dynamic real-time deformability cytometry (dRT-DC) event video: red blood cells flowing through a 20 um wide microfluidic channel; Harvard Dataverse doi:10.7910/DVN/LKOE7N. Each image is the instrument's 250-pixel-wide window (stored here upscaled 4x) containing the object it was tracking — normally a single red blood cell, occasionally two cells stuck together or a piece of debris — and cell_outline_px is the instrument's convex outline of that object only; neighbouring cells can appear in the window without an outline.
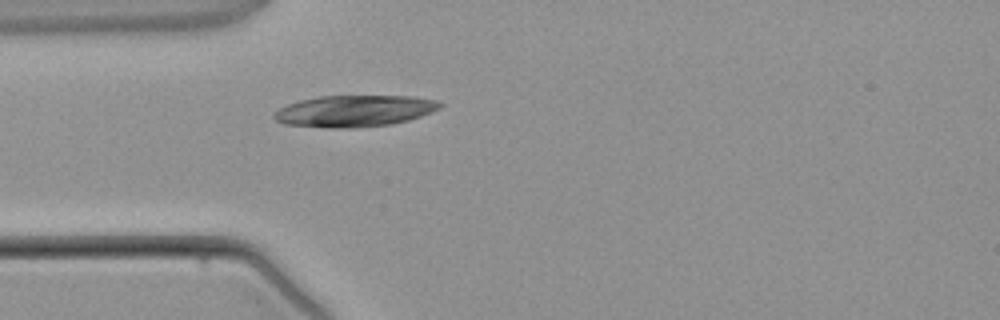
{"species": "common noctule bat (a hibernating species)", "species_latin": "Nyctalus noctula", "temperature_condition": "warm", "stored_images_in_passage": 1, "camera_frame_rate_fps": 3000, "um_per_image_px": 0.085, "animal": {"sex": "male", "body_mass_g": 21.5, "forearm_length_mm": 52.0}, "frame": {"image": 1, "passage_image": 1, "time_ms": 0.0, "image_size_px": [1000, 320], "cell_outline_px": [[444, 104], [440, 108], [420, 116], [408, 120], [392, 124], [356, 128], [328, 128], [284, 124], [276, 120], [272, 116], [280, 108], [288, 104], [300, 100], [320, 96], [412, 96], [440, 100]], "centroid_in_image_um": [30.15, 9.43], "position_along_channel_um": 54.8, "area_um2": 30.58}}